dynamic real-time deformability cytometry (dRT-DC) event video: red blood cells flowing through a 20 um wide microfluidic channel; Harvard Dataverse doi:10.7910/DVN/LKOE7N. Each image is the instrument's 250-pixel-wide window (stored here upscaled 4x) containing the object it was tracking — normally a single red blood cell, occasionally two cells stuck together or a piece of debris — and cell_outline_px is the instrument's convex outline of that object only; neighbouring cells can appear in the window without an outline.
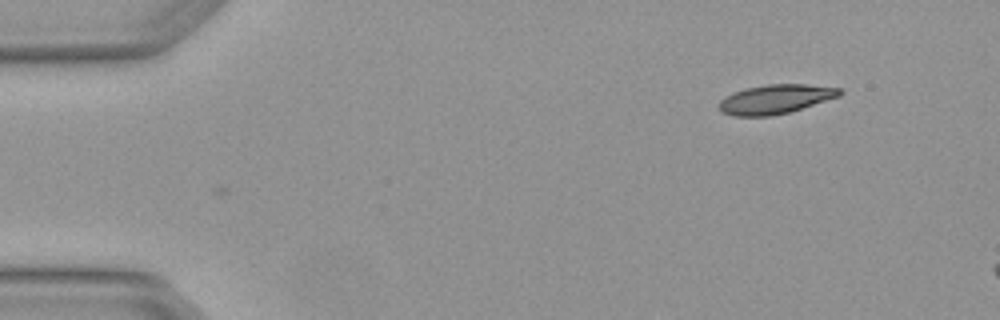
{"species": "Egyptian fruit bat (a non-hibernating species)", "species_latin": "Rousettus aegyptiacus", "temperature_condition": "warm", "stored_images_in_passage": 3, "camera_frame_rate_fps": 3000, "um_per_image_px": 0.085, "animal": {"sex": "female"}, "frame": {"image": 1, "passage_image": 3, "time_ms": 0.667, "image_size_px": [1000, 320], "cell_outline_px": [[844, 92], [840, 96], [788, 112], [772, 116], [732, 116], [720, 112], [716, 104], [724, 96], [732, 92], [744, 88], [768, 84], [804, 84], [840, 88]], "centroid_in_image_um": [65.84, 8.43], "position_along_channel_um": 19.2, "area_um2": 20.75}}